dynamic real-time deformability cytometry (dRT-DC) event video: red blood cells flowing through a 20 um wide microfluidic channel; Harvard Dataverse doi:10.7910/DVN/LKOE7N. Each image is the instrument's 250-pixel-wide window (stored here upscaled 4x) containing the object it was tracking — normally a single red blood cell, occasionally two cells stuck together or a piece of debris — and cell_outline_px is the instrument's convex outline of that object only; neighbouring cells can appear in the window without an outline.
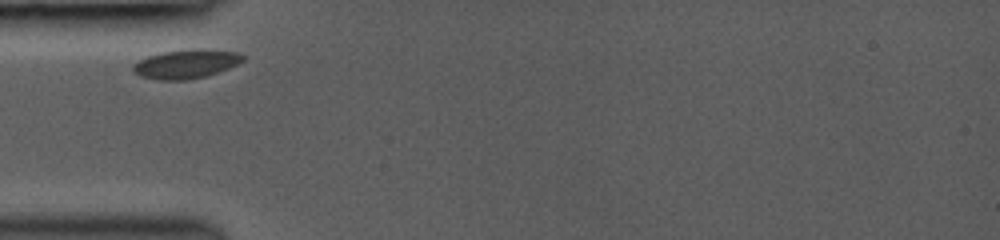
{"species": "common noctule bat (a hibernating species)", "species_latin": "Nyctalus noctula", "temperature_condition": "room temperature", "stored_images_in_passage": 7, "camera_frame_rate_fps": 3000, "um_per_image_px": 0.085, "animal": {"sex": "female", "body_mass_g": 19.0, "forearm_length_mm": 53.3}, "frame": {"image": 1, "passage_image": 1, "time_ms": 0.0, "image_size_px": [1000, 240], "cell_outline_px": [[244, 60], [228, 68], [204, 76], [188, 80], [156, 80], [140, 76], [132, 68], [132, 64], [148, 56], [160, 52], [192, 48], [200, 48], [236, 52], [244, 56]], "centroid_in_image_um": [15.78, 5.42], "position_along_channel_um": 69.2, "area_um2": 18.5}}
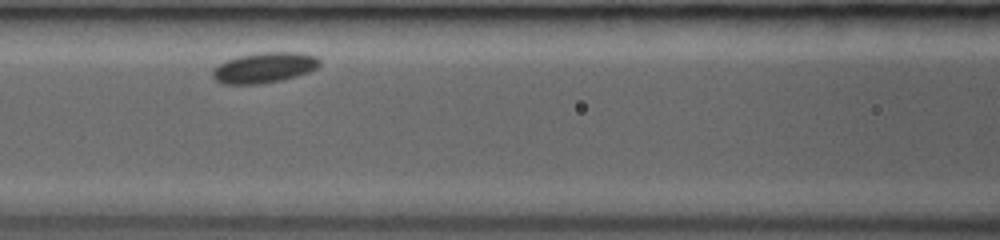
{"frame": {"image": 2, "passage_image": 5, "time_ms": 2.0, "image_size_px": [1000, 240], "cell_outline_px": [[320, 64], [316, 68], [308, 72], [296, 76], [280, 80], [260, 84], [220, 84], [212, 76], [212, 68], [224, 60], [236, 56], [260, 52], [304, 52], [316, 56], [320, 60]], "centroid_in_image_um": [22.43, 5.74], "position_along_channel_um": 144.2, "area_um2": 19.31}}
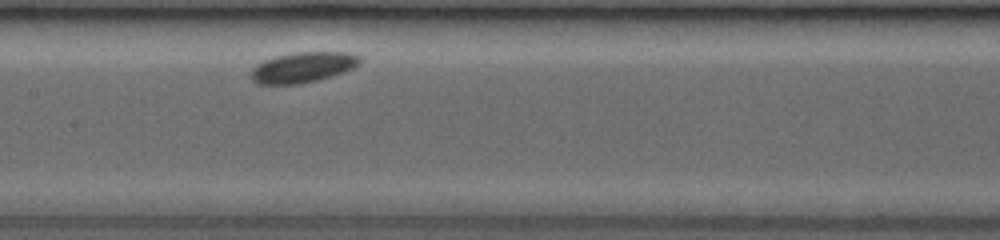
{"frame": {"image": 3, "passage_image": 7, "time_ms": 3.0, "image_size_px": [1000, 240], "cell_outline_px": [[360, 64], [352, 68], [332, 76], [300, 84], [256, 84], [252, 80], [252, 68], [256, 64], [264, 60], [276, 56], [296, 52], [348, 52], [360, 56]], "centroid_in_image_um": [25.73, 5.72], "position_along_channel_um": 181.7, "area_um2": 19.25}}